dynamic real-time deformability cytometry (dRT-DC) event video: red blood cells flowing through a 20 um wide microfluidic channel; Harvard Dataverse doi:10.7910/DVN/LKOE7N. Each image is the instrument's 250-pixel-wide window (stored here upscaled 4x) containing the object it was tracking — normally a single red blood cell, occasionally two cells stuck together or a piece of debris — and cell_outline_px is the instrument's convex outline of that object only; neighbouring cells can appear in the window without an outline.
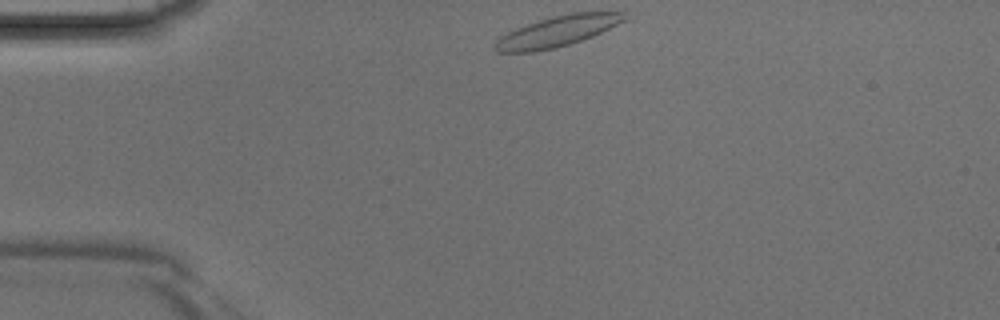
{"species": "Egyptian fruit bat (a non-hibernating species)", "species_latin": "Rousettus aegyptiacus", "temperature_condition": "room temperature", "stored_images_in_passage": 35, "camera_frame_rate_fps": 3000, "um_per_image_px": 0.085, "animal": {"sex": "male"}, "frame": {"image": 1, "passage_image": 1, "time_ms": 0.0, "image_size_px": [1000, 320], "cell_outline_px": [[624, 20], [592, 36], [556, 48], [532, 52], [496, 52], [492, 48], [496, 40], [500, 36], [516, 28], [552, 16], [572, 12], [624, 12]], "centroid_in_image_um": [47.29, 2.67], "position_along_channel_um": 37.7, "area_um2": 22.72}}
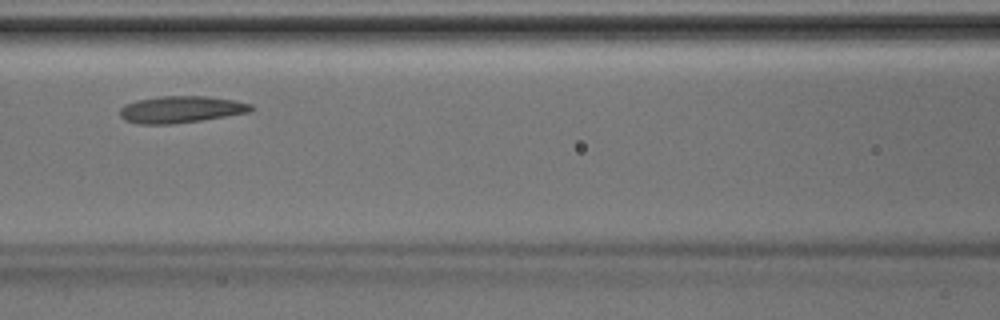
{"frame": {"image": 2, "passage_image": 11, "time_ms": 3.333, "image_size_px": [1000, 320], "cell_outline_px": [[252, 112], [176, 124], [140, 124], [124, 120], [120, 116], [120, 108], [124, 104], [136, 100], [160, 96], [204, 96], [236, 100], [252, 104]], "centroid_in_image_um": [15.37, 9.3], "position_along_channel_um": 151.2, "area_um2": 20.69}}
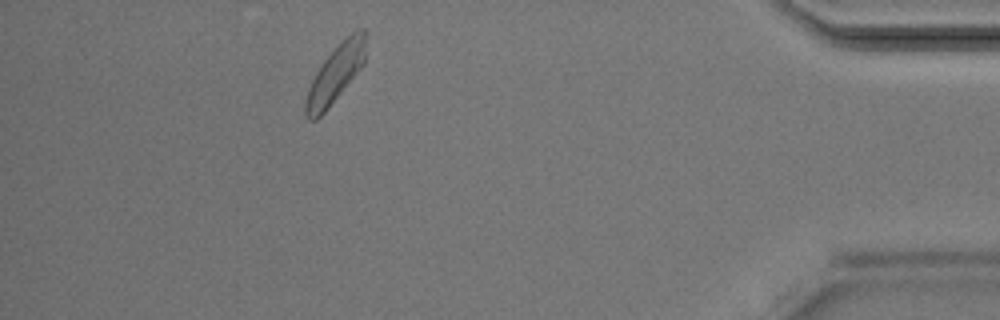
{"frame": {"image": 3, "passage_image": 31, "time_ms": 10.0, "image_size_px": [1000, 320], "cell_outline_px": [[364, 64], [324, 112], [316, 120], [308, 120], [304, 116], [304, 100], [308, 88], [316, 72], [324, 60], [352, 32], [360, 28], [364, 28]], "centroid_in_image_um": [28.45, 6.35], "position_along_channel_um": 406.8, "area_um2": 19.48}}